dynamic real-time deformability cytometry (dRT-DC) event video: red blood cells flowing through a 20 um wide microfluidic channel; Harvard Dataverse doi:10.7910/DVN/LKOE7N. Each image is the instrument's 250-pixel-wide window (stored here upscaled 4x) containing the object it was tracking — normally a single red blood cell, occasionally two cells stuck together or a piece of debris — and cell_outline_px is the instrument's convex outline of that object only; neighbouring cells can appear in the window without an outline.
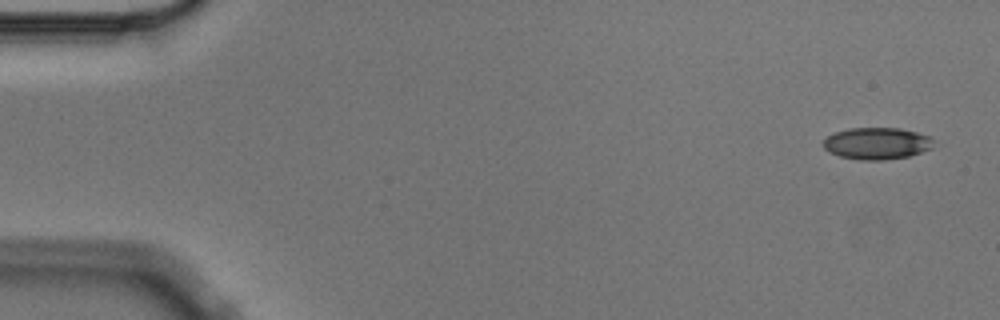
{"species": "Egyptian fruit bat (a non-hibernating species)", "species_latin": "Rousettus aegyptiacus", "temperature_condition": "cold", "stored_images_in_passage": 5, "camera_frame_rate_fps": 3000, "um_per_image_px": 0.085, "animal": {"sex": "male"}, "frame": {"image": 1, "passage_image": 1, "time_ms": 0.0, "image_size_px": [1000, 320], "cell_outline_px": [[936, 140], [932, 148], [908, 156], [880, 160], [860, 160], [840, 156], [828, 152], [824, 148], [824, 140], [828, 136], [836, 132], [848, 128], [900, 128], [916, 132], [928, 136]], "centroid_in_image_um": [74.54, 12.18], "position_along_channel_um": 10.5, "area_um2": 20.4}}
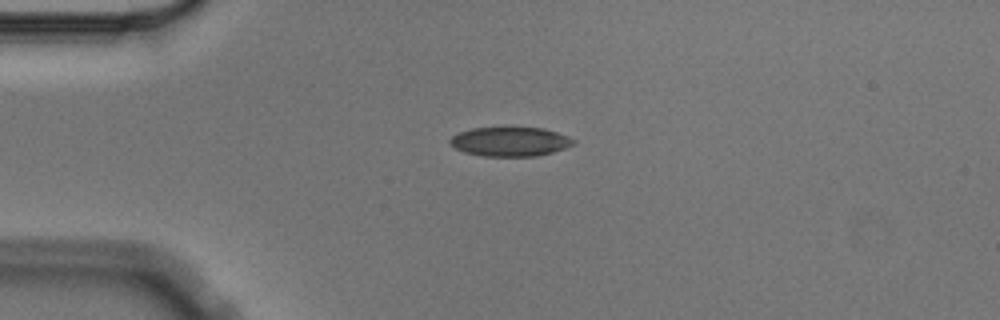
{"frame": {"image": 2, "passage_image": 4, "time_ms": 1.0, "image_size_px": [1000, 320], "cell_outline_px": [[576, 144], [552, 152], [536, 156], [484, 156], [464, 152], [456, 148], [448, 140], [452, 136], [460, 132], [472, 128], [544, 128], [568, 136], [576, 140]], "centroid_in_image_um": [43.39, 12.04], "position_along_channel_um": 41.6, "area_um2": 20.87}}
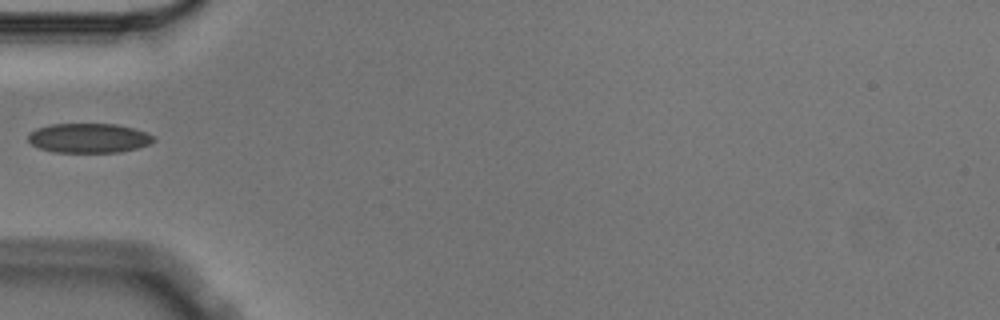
{"frame": {"image": 3, "passage_image": 5, "time_ms": 1.333, "image_size_px": [1000, 320], "cell_outline_px": [[156, 140], [148, 144], [136, 148], [120, 152], [52, 152], [40, 148], [32, 144], [28, 140], [28, 136], [36, 128], [52, 124], [116, 124], [148, 132], [156, 136]], "centroid_in_image_um": [7.58, 11.73], "position_along_channel_um": 77.4, "area_um2": 21.56}}